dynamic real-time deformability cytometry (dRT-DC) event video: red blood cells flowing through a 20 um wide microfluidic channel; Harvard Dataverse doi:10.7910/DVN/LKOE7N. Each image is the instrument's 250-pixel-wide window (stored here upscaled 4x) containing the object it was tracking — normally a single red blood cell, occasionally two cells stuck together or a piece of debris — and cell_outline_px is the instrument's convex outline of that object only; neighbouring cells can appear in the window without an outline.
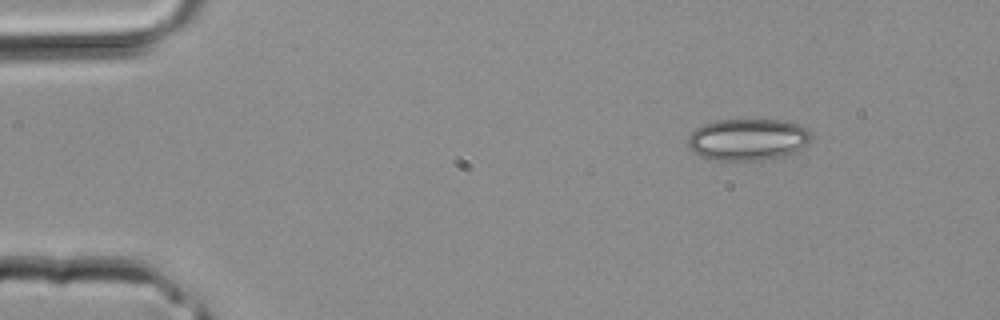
{"species": "common noctule bat (a hibernating species)", "species_latin": "Nyctalus noctula", "temperature_condition": "room temperature", "stored_images_in_passage": 2, "camera_frame_rate_fps": 3000, "um_per_image_px": 0.085, "animal": {"sex": "male", "body_mass_g": 20.4}, "frame": {"image": 1, "passage_image": 1, "time_ms": 0.0, "image_size_px": [1000, 320], "cell_outline_px": [[812, 136], [808, 144], [796, 152], [784, 156], [760, 160], [712, 160], [700, 156], [688, 144], [688, 136], [696, 128], [704, 124], [716, 120], [780, 120], [800, 124], [808, 128]], "centroid_in_image_um": [63.61, 11.85], "position_along_channel_um": 21.4, "area_um2": 30.11}}